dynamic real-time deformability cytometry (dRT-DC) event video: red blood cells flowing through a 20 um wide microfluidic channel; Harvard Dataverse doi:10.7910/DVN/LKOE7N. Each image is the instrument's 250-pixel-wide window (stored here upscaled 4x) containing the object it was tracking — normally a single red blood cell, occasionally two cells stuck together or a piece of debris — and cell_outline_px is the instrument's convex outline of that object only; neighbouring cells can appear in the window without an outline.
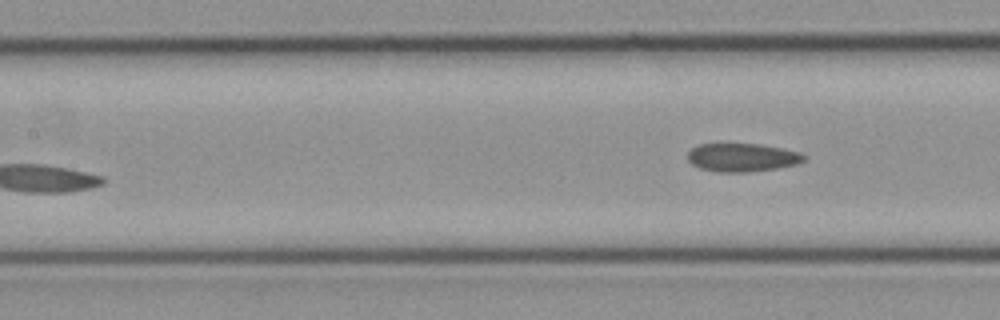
{"species": "common noctule bat (a hibernating species)", "species_latin": "Nyctalus noctula", "temperature_condition": "cold", "stored_images_in_passage": 12, "camera_frame_rate_fps": 3000, "um_per_image_px": 0.085, "animal": {"sex": "female", "body_mass_g": 21.9}, "frame": {"image": 1, "passage_image": 12, "time_ms": 3.667, "image_size_px": [1000, 320], "cell_outline_px": [[808, 156], [804, 160], [796, 164], [776, 168], [748, 172], [716, 172], [700, 168], [692, 164], [688, 160], [688, 152], [692, 148], [700, 144], [724, 140], [760, 144], [800, 152]], "centroid_in_image_um": [63.03, 13.33], "position_along_channel_um": 144.4, "area_um2": 20.0}}